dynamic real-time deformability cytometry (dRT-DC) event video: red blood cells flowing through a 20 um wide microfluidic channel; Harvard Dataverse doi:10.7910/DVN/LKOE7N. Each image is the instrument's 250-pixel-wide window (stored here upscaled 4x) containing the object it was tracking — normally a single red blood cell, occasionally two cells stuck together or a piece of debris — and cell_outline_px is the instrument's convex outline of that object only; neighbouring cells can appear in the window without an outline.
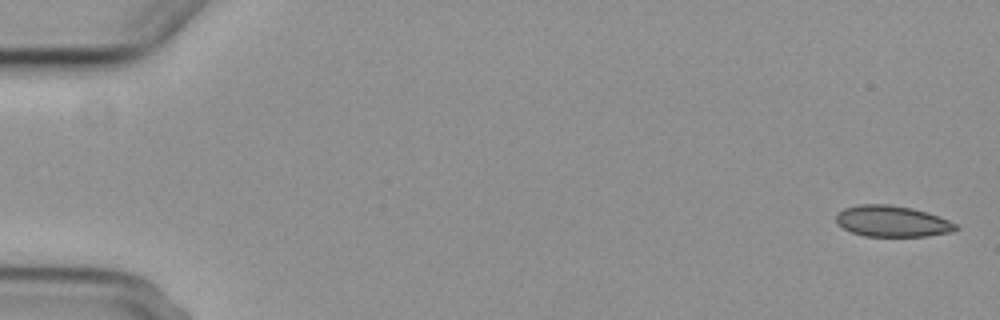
{"species": "common noctule bat (a hibernating species)", "species_latin": "Nyctalus noctula", "temperature_condition": "cold", "stored_images_in_passage": 6, "camera_frame_rate_fps": 3000, "um_per_image_px": 0.085, "animal": {"sex": "female", "body_mass_g": 29.2, "forearm_length_mm": 56.3}, "frame": {"image": 1, "passage_image": 1, "time_ms": 0.0, "image_size_px": [1000, 320], "cell_outline_px": [[960, 228], [952, 232], [928, 236], [864, 236], [852, 232], [836, 224], [836, 216], [844, 208], [860, 204], [888, 204], [912, 208], [928, 212], [948, 220], [956, 224]], "centroid_in_image_um": [75.85, 18.81], "position_along_channel_um": 9.2, "area_um2": 21.73}}
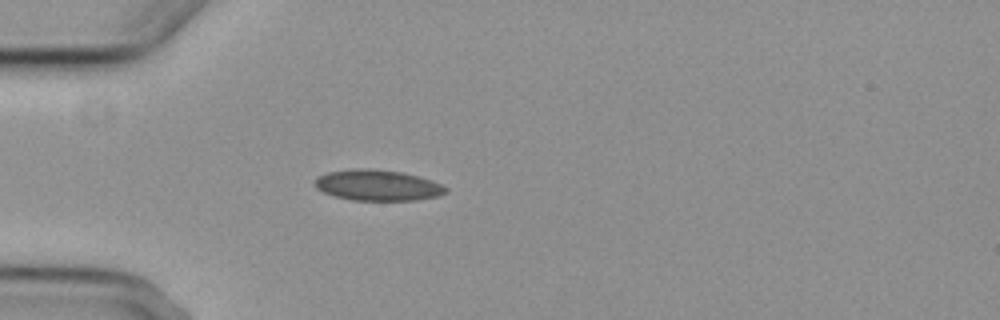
{"frame": {"image": 2, "passage_image": 5, "time_ms": 5.0, "image_size_px": [1000, 320], "cell_outline_px": [[448, 192], [440, 196], [416, 200], [352, 200], [336, 196], [324, 192], [316, 188], [312, 180], [316, 176], [328, 172], [352, 168], [364, 168], [400, 172], [432, 180], [448, 188]], "centroid_in_image_um": [32.07, 15.74], "position_along_channel_um": 52.9, "area_um2": 23.58}}